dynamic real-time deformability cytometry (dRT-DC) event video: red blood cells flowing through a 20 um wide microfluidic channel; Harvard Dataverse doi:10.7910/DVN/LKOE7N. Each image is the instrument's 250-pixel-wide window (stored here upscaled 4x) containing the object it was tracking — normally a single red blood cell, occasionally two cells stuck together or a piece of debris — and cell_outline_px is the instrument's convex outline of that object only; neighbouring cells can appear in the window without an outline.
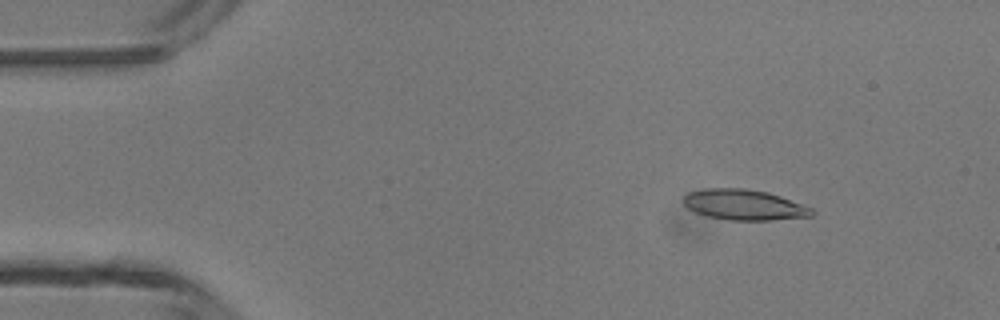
{"species": "common noctule bat (a hibernating species)", "species_latin": "Nyctalus noctula", "temperature_condition": "room temperature", "stored_images_in_passage": 3, "camera_frame_rate_fps": 3000, "um_per_image_px": 0.085, "animal": {"sex": "male", "body_mass_g": 13.3}, "frame": {"image": 1, "passage_image": 1, "time_ms": 0.0, "image_size_px": [1000, 320], "cell_outline_px": [[816, 212], [812, 216], [772, 220], [728, 220], [708, 216], [696, 212], [688, 208], [684, 204], [684, 196], [688, 192], [704, 188], [744, 188], [768, 192], [780, 196], [812, 208]], "centroid_in_image_um": [63.25, 17.4], "position_along_channel_um": 21.7, "area_um2": 22.83}}